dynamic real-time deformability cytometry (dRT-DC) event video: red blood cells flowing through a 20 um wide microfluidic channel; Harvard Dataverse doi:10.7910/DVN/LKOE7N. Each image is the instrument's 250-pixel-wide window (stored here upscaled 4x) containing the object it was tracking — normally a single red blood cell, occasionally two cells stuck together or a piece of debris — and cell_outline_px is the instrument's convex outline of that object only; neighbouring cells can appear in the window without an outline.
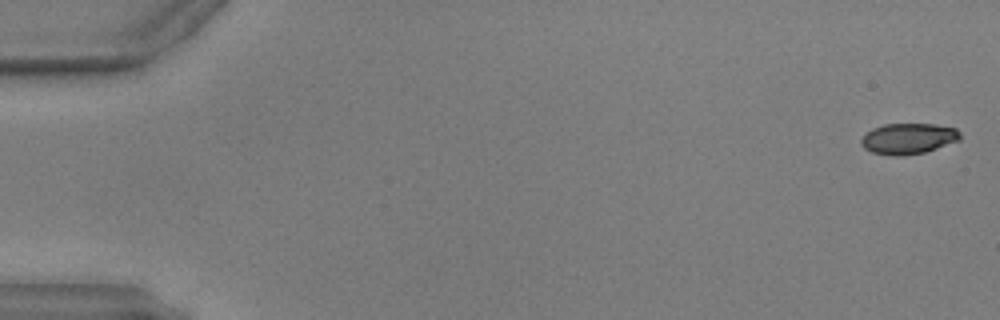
{"species": "common noctule bat (a hibernating species)", "species_latin": "Nyctalus noctula", "temperature_condition": "warm", "stored_images_in_passage": 14, "camera_frame_rate_fps": 3000, "um_per_image_px": 0.085, "animal": {"sex": "male", "body_mass_g": 17.9, "forearm_length_mm": 54.2}, "frame": {"image": 1, "passage_image": 1, "time_ms": 0.0, "image_size_px": [1000, 320], "cell_outline_px": [[960, 140], [924, 152], [904, 156], [892, 156], [872, 152], [864, 148], [860, 144], [860, 140], [872, 128], [884, 124], [936, 124], [956, 128], [960, 132]], "centroid_in_image_um": [77.2, 11.78], "position_along_channel_um": 7.8, "area_um2": 17.8}}
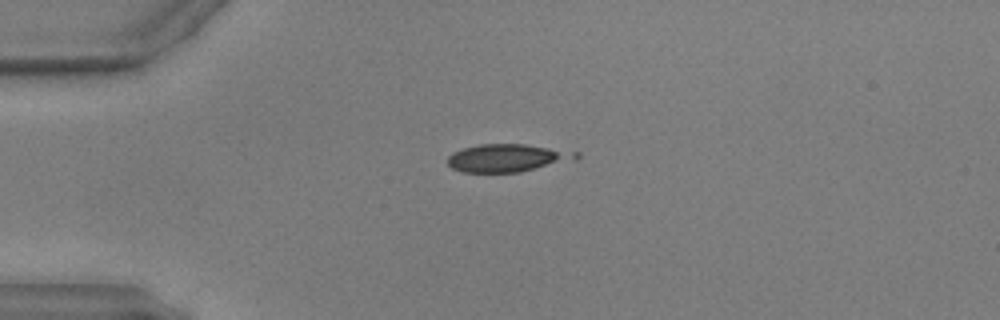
{"frame": {"image": 2, "passage_image": 13, "time_ms": 4.0, "image_size_px": [1000, 320], "cell_outline_px": [[580, 156], [576, 160], [520, 172], [464, 172], [452, 168], [448, 164], [448, 156], [452, 152], [464, 148], [480, 144], [524, 144], [580, 152]], "centroid_in_image_um": [43.17, 13.42], "position_along_channel_um": 41.8, "area_um2": 20.87}}